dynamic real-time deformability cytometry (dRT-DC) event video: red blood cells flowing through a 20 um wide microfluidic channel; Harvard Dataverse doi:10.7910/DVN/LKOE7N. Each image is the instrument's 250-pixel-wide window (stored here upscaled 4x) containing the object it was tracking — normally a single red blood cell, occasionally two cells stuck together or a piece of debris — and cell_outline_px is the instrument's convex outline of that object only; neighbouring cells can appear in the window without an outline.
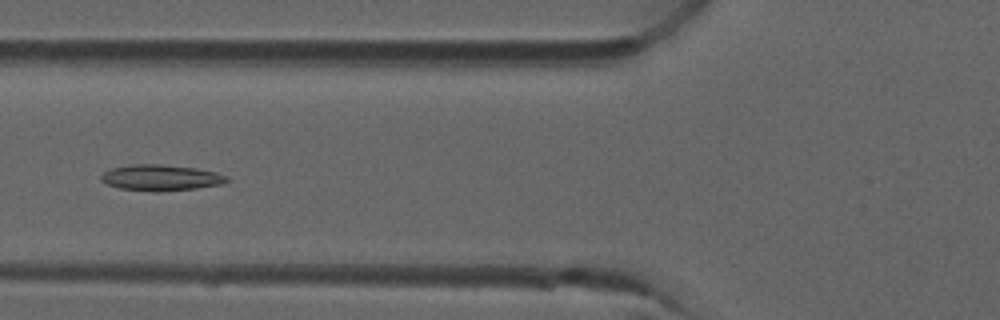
{"species": "common noctule bat (a hibernating species)", "species_latin": "Nyctalus noctula", "temperature_condition": "room temperature", "stored_images_in_passage": 6, "camera_frame_rate_fps": 3000, "um_per_image_px": 0.085, "animal": {"sex": "male", "forearm_length_mm": 52.5}, "frame": {"image": 1, "passage_image": 6, "time_ms": 1.667, "image_size_px": [1000, 320], "cell_outline_px": [[232, 180], [220, 184], [196, 188], [156, 192], [152, 192], [120, 188], [108, 184], [100, 180], [100, 176], [104, 172], [112, 168], [132, 164], [160, 164], [196, 168], [216, 172], [228, 176]], "centroid_in_image_um": [13.69, 15.1], "position_along_channel_um": 112.1, "area_um2": 19.07}}